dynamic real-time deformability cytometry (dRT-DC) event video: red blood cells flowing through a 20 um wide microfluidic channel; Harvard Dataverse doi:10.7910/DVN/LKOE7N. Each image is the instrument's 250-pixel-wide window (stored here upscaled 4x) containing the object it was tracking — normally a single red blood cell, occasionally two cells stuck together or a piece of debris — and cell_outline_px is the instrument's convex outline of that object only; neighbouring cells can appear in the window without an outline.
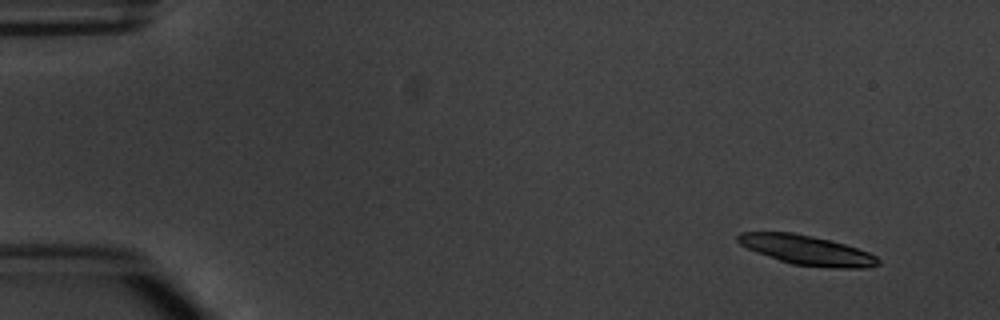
{"species": "common noctule bat (a hibernating species)", "species_latin": "Nyctalus noctula", "temperature_condition": "warm", "stored_images_in_passage": 5, "camera_frame_rate_fps": 3000, "um_per_image_px": 0.085, "animal": {"sex": "male", "body_mass_g": 20.1, "forearm_length_mm": 53.5}, "frame": {"image": 1, "passage_image": 1, "time_ms": 0.0, "image_size_px": [1000, 320], "cell_outline_px": [[880, 264], [868, 268], [836, 268], [792, 264], [756, 252], [740, 244], [736, 240], [736, 236], [740, 232], [792, 232], [832, 240], [868, 252], [876, 256], [880, 260]], "centroid_in_image_um": [68.59, 21.26], "position_along_channel_um": 16.4, "area_um2": 24.1}}